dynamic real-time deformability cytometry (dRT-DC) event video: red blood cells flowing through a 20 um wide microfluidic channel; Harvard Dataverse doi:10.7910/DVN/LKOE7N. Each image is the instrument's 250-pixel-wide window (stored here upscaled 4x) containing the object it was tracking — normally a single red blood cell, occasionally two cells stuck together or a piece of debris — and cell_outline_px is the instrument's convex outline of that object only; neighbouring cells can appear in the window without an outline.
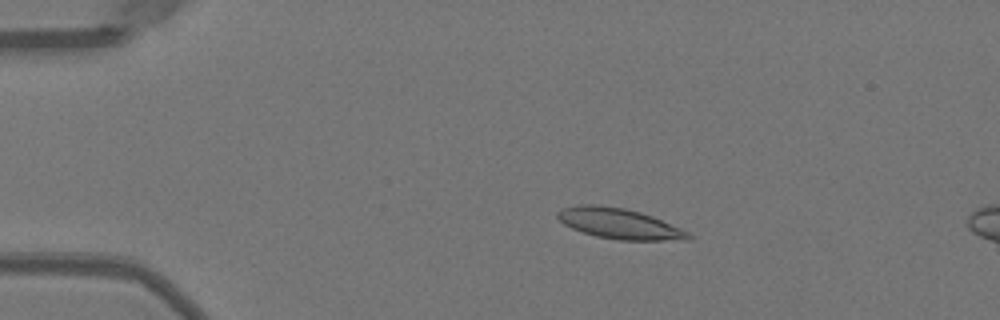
{"species": "Egyptian fruit bat (a non-hibernating species)", "species_latin": "Rousettus aegyptiacus", "temperature_condition": "warm", "stored_images_in_passage": 15, "camera_frame_rate_fps": 3000, "um_per_image_px": 0.085, "animal": {"sex": "female"}, "frame": {"image": 1, "passage_image": 11, "time_ms": 3.333, "image_size_px": [1000, 320], "cell_outline_px": [[692, 236], [688, 240], [616, 240], [596, 236], [572, 228], [564, 224], [556, 216], [556, 212], [564, 208], [580, 204], [596, 204], [624, 208], [640, 212], [652, 216], [680, 228], [688, 232]], "centroid_in_image_um": [52.63, 19.0], "position_along_channel_um": 32.4, "area_um2": 23.12}}